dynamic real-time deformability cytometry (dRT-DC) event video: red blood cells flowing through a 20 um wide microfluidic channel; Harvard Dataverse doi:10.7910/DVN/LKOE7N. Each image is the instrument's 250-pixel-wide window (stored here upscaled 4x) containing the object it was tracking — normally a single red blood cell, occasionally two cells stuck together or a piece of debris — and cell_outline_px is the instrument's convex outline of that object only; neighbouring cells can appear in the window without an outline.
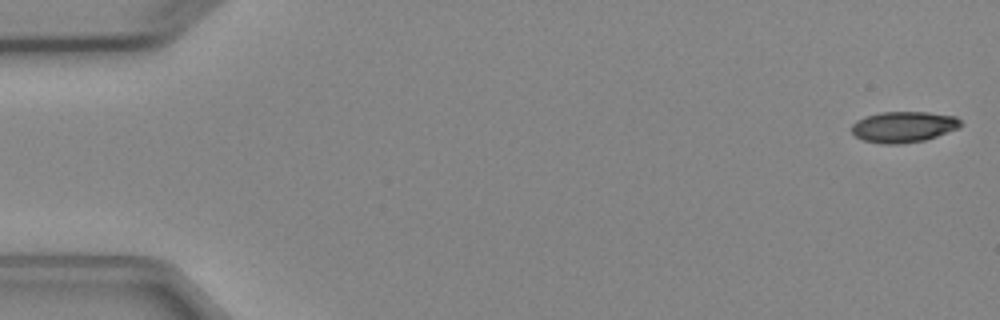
{"species": "Egyptian fruit bat (a non-hibernating species)", "species_latin": "Rousettus aegyptiacus", "temperature_condition": "cold", "stored_images_in_passage": 6, "camera_frame_rate_fps": 3000, "um_per_image_px": 0.085, "animal": {"sex": "female"}, "frame": {"image": 1, "passage_image": 1, "time_ms": 0.0, "image_size_px": [1000, 320], "cell_outline_px": [[964, 124], [960, 128], [924, 140], [896, 144], [880, 144], [864, 140], [856, 136], [852, 132], [852, 124], [856, 120], [864, 116], [880, 112], [928, 112], [956, 116]], "centroid_in_image_um": [76.81, 10.77], "position_along_channel_um": 8.2, "area_um2": 19.77}}